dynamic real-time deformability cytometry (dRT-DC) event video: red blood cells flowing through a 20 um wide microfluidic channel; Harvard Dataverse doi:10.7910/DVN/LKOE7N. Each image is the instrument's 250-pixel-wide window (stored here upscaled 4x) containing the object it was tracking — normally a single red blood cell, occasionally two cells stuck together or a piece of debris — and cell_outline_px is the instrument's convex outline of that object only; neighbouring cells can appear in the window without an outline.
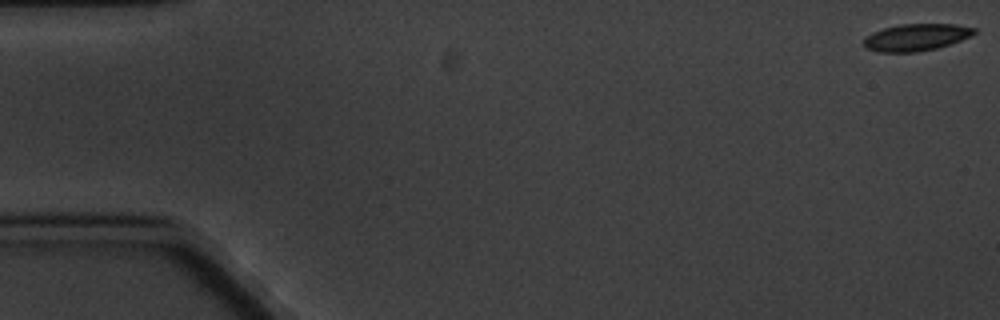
{"species": "common noctule bat (a hibernating species)", "species_latin": "Nyctalus noctula", "temperature_condition": "cold", "stored_images_in_passage": 7, "camera_frame_rate_fps": 3000, "um_per_image_px": 0.085, "animal": {"sex": "male", "body_mass_g": 20.1, "forearm_length_mm": 53.5}, "frame": {"image": 1, "passage_image": 1, "time_ms": 0.0, "image_size_px": [1000, 320], "cell_outline_px": [[976, 32], [972, 36], [936, 48], [916, 52], [880, 52], [864, 48], [864, 36], [872, 32], [884, 28], [900, 24], [956, 24], [976, 28]], "centroid_in_image_um": [77.85, 3.16], "position_along_channel_um": 7.2, "area_um2": 17.4}}